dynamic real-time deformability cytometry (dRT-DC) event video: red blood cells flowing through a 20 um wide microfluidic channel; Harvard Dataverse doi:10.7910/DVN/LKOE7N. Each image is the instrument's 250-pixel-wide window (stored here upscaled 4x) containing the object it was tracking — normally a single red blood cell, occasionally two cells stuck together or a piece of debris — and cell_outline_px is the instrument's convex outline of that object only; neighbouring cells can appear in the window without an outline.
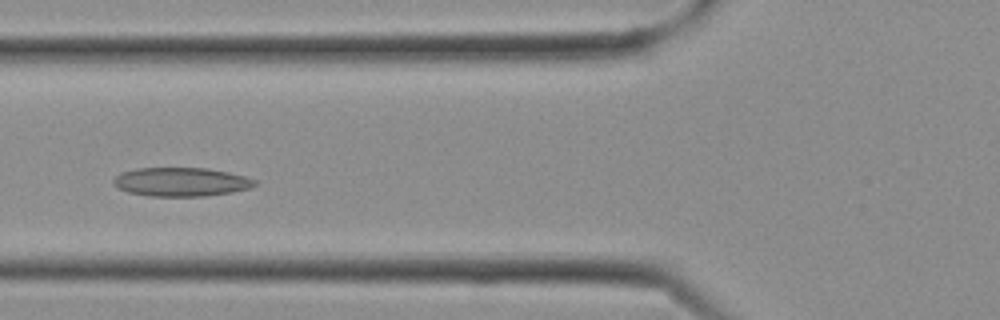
{"species": "Egyptian fruit bat (a non-hibernating species)", "species_latin": "Rousettus aegyptiacus", "temperature_condition": "cold", "stored_images_in_passage": 19, "camera_frame_rate_fps": 3000, "um_per_image_px": 0.085, "frame": {"image": 1, "passage_image": 11, "time_ms": 3.333, "image_size_px": [1000, 320], "cell_outline_px": [[256, 184], [248, 188], [232, 192], [204, 196], [148, 196], [128, 192], [120, 188], [112, 180], [120, 172], [136, 168], [208, 168], [228, 172], [244, 176], [256, 180]], "centroid_in_image_um": [15.38, 15.45], "position_along_channel_um": 110.4, "area_um2": 23.58}}
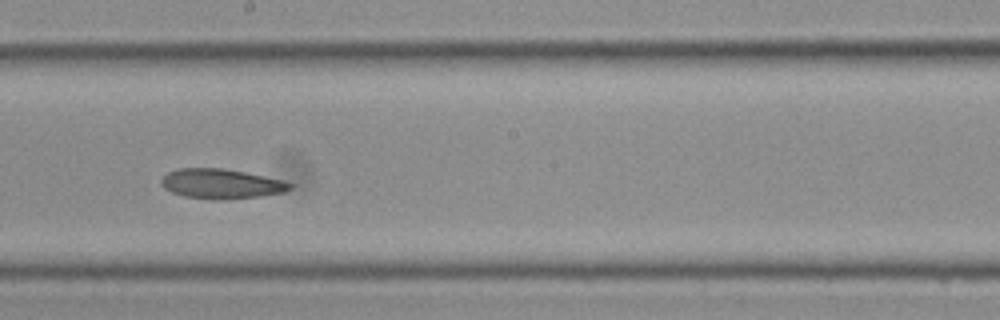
{"frame": {"image": 2, "passage_image": 16, "time_ms": 5.0, "image_size_px": [1000, 320], "cell_outline_px": [[292, 188], [284, 192], [260, 196], [220, 200], [216, 200], [184, 196], [172, 192], [164, 188], [160, 184], [160, 180], [168, 172], [180, 168], [220, 168], [244, 172], [284, 180], [292, 184]], "centroid_in_image_um": [18.79, 15.62], "position_along_channel_um": 229.4, "area_um2": 22.25}}
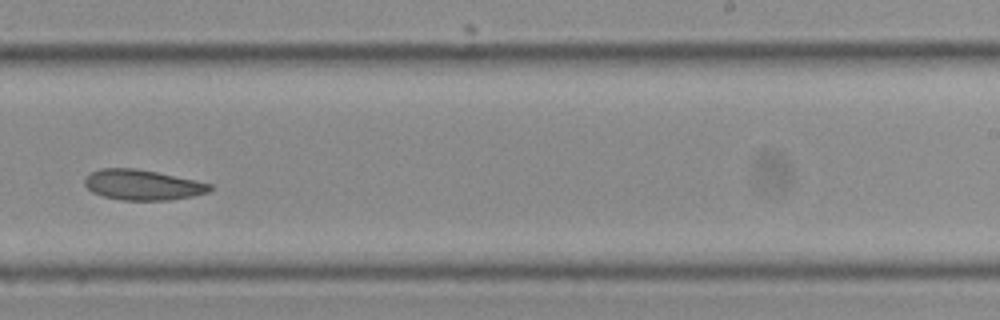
{"frame": {"image": 3, "passage_image": 18, "time_ms": 5.667, "image_size_px": [1000, 320], "cell_outline_px": [[212, 188], [208, 192], [192, 196], [168, 200], [124, 200], [104, 196], [92, 192], [84, 184], [84, 180], [92, 172], [100, 168], [136, 168], [156, 172], [212, 184]], "centroid_in_image_um": [12.1, 15.71], "position_along_channel_um": 276.9, "area_um2": 21.85}}